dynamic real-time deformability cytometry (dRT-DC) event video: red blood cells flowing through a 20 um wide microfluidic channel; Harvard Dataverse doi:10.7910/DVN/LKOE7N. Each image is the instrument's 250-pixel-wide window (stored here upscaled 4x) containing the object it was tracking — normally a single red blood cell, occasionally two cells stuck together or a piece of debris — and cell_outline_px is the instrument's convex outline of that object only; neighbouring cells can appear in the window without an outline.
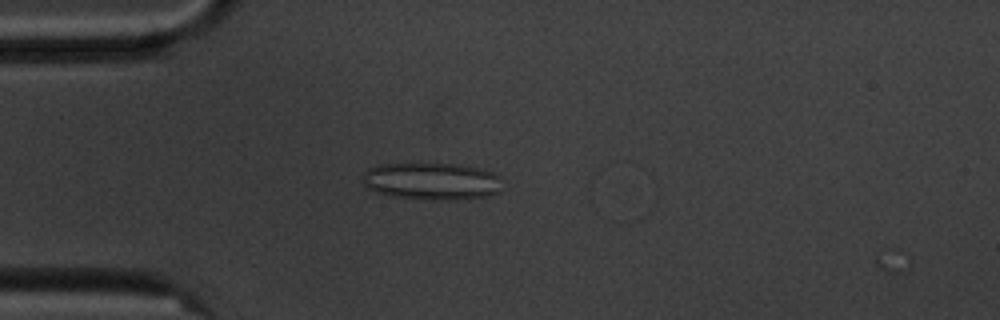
{"species": "common noctule bat (a hibernating species)", "species_latin": "Nyctalus noctula", "temperature_condition": "cold", "stored_images_in_passage": 3, "camera_frame_rate_fps": 3000, "um_per_image_px": 0.085, "animal": {"sex": "male", "body_mass_g": 20.1, "forearm_length_mm": 53.5}, "frame": {"image": 1, "passage_image": 2, "time_ms": 0.333, "image_size_px": [1000, 320], "cell_outline_px": [[500, 192], [488, 196], [452, 200], [432, 200], [392, 196], [376, 192], [368, 188], [360, 180], [364, 172], [368, 168], [376, 164], [456, 164], [476, 168], [492, 172], [500, 176]], "centroid_in_image_um": [36.66, 15.41], "position_along_channel_um": 48.3, "area_um2": 30.4}}